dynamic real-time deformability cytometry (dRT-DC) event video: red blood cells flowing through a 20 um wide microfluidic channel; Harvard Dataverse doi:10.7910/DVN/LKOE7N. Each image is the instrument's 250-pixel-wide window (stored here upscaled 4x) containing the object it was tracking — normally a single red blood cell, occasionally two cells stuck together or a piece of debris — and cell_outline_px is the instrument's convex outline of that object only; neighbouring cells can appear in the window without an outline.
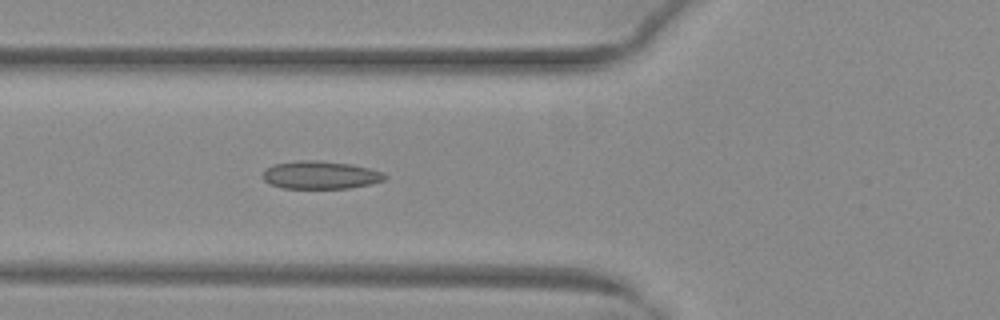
{"species": "common noctule bat (a hibernating species)", "species_latin": "Nyctalus noctula", "temperature_condition": "warm", "stored_images_in_passage": 53, "camera_frame_rate_fps": 3000, "um_per_image_px": 0.085, "animal": {"sex": "female", "body_mass_g": 29.2, "forearm_length_mm": 56.3}, "frame": {"image": 1, "passage_image": 21, "time_ms": 6.667, "image_size_px": [1000, 320], "cell_outline_px": [[388, 176], [384, 180], [368, 184], [348, 188], [284, 188], [272, 184], [264, 180], [264, 168], [272, 164], [296, 160], [316, 160], [352, 164], [384, 172]], "centroid_in_image_um": [27.23, 14.86], "position_along_channel_um": 98.6, "area_um2": 19.83}}
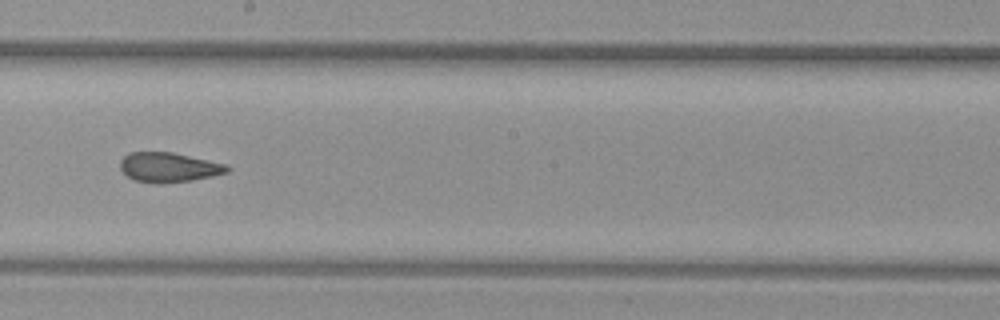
{"frame": {"image": 2, "passage_image": 31, "time_ms": 10.0, "image_size_px": [1000, 320], "cell_outline_px": [[232, 168], [228, 172], [212, 176], [192, 180], [160, 184], [156, 184], [132, 180], [120, 168], [120, 160], [128, 152], [172, 152], [228, 164]], "centroid_in_image_um": [14.36, 14.22], "position_along_channel_um": 233.8, "area_um2": 18.73}}
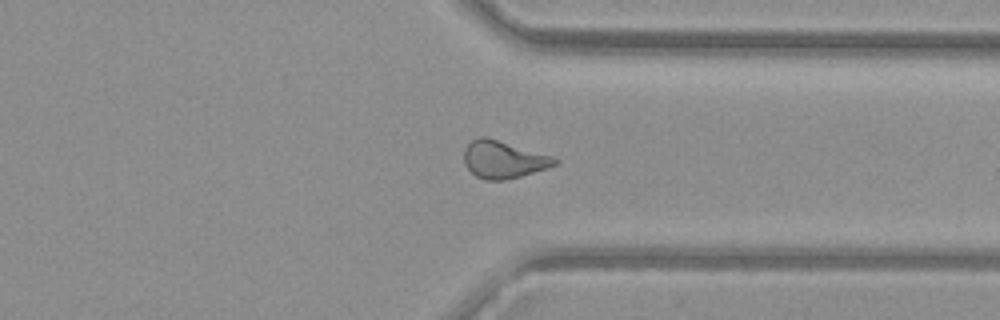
{"frame": {"image": 3, "passage_image": 41, "time_ms": 13.333, "image_size_px": [1000, 320], "cell_outline_px": [[560, 160], [556, 164], [548, 168], [520, 176], [504, 180], [484, 180], [476, 176], [464, 164], [464, 148], [472, 140], [480, 136], [488, 136], [552, 156]], "centroid_in_image_um": [42.78, 13.54], "position_along_channel_um": 368.6, "area_um2": 19.88}, "authors_computed_cell_mechanics": {"area_um2": 19.8832, "velocity_mm_per_s": 4.049, "shape_relaxation_time_tau1_ms": null, "shape_relaxation_time_tau2_ms": 1.5802, "deformation_change_tau1": null, "deformation_change_tau2": 0.0832}}